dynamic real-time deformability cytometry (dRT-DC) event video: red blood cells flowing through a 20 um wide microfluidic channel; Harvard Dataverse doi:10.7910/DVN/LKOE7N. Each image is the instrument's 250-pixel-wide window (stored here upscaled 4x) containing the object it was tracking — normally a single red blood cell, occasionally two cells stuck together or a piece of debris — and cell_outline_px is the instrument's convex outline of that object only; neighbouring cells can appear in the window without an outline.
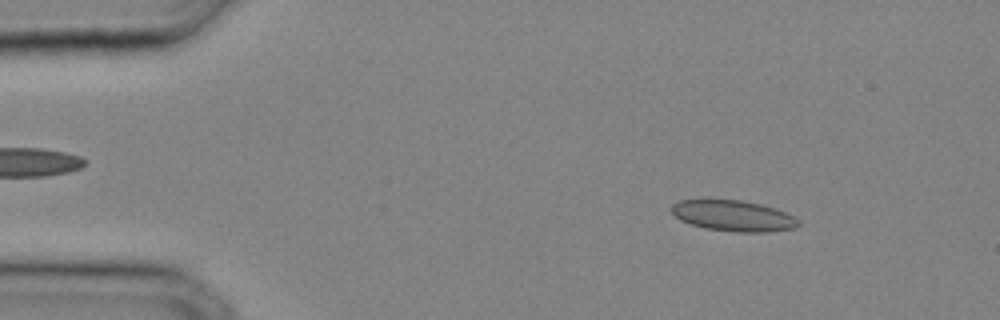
{"species": "common noctule bat (a hibernating species)", "species_latin": "Nyctalus noctula", "temperature_condition": "cold", "stored_images_in_passage": 30, "camera_frame_rate_fps": 3000, "um_per_image_px": 0.085, "animal": {"sex": "male", "body_mass_g": 20.4}, "frame": {"image": 1, "passage_image": 2, "time_ms": 0.333, "image_size_px": [1000, 320], "cell_outline_px": [[800, 224], [796, 228], [768, 232], [736, 232], [704, 228], [680, 220], [668, 208], [672, 204], [680, 200], [704, 196], [740, 200], [760, 204], [776, 208], [800, 220]], "centroid_in_image_um": [62.26, 18.29], "position_along_channel_um": 22.7, "area_um2": 23.7}}
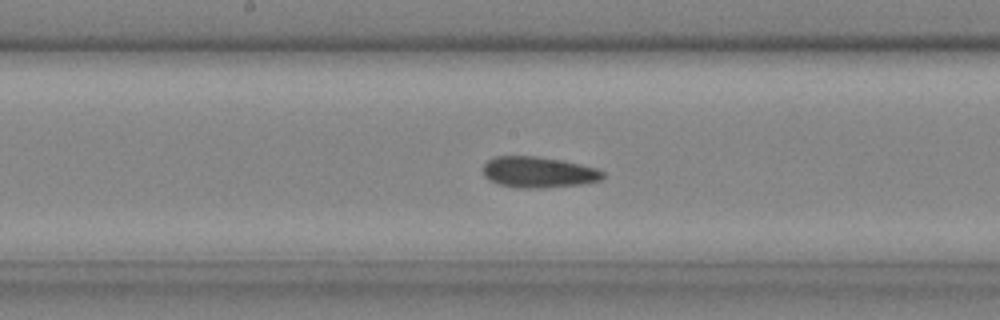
{"frame": {"image": 2, "passage_image": 15, "time_ms": 4.667, "image_size_px": [1000, 320], "cell_outline_px": [[604, 176], [600, 180], [580, 184], [540, 188], [524, 188], [500, 184], [484, 176], [484, 164], [488, 160], [496, 156], [536, 156], [564, 160], [596, 168], [604, 172]], "centroid_in_image_um": [45.79, 14.62], "position_along_channel_um": 202.4, "area_um2": 21.39}}
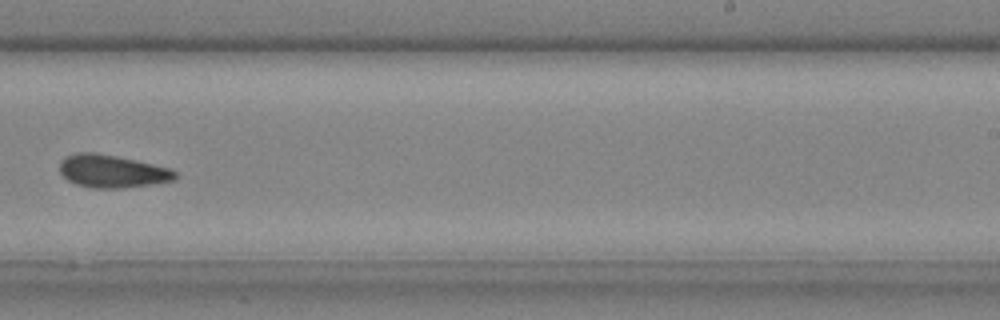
{"frame": {"image": 3, "passage_image": 19, "time_ms": 6.0, "image_size_px": [1000, 320], "cell_outline_px": [[176, 180], [152, 184], [116, 188], [92, 188], [76, 184], [68, 180], [60, 172], [60, 160], [64, 156], [76, 152], [96, 152], [136, 160], [172, 168], [176, 172]], "centroid_in_image_um": [9.52, 14.54], "position_along_channel_um": 279.5, "area_um2": 22.2}}